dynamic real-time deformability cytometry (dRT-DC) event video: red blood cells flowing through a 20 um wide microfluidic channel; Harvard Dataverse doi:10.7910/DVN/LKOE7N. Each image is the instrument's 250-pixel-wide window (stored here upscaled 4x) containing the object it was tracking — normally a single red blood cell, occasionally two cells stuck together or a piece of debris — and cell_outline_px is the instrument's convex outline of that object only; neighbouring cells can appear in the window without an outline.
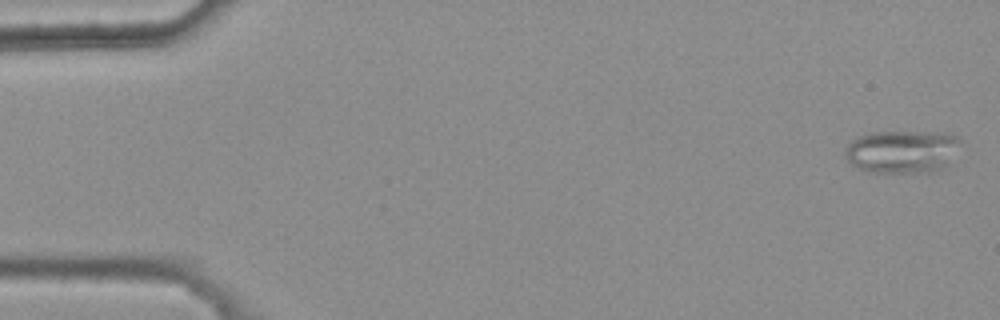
{"species": "common noctule bat (a hibernating species)", "species_latin": "Nyctalus noctula", "temperature_condition": "warm", "stored_images_in_passage": 5, "camera_frame_rate_fps": 3000, "um_per_image_px": 0.085, "animal": {"sex": "female", "body_mass_g": 25.1}, "frame": {"image": 1, "passage_image": 1, "time_ms": 0.0, "image_size_px": [1000, 320], "cell_outline_px": [[960, 140], [940, 168], [928, 172], [872, 172], [856, 168], [844, 156], [844, 148], [856, 136], [868, 132], [948, 132], [956, 136]], "centroid_in_image_um": [76.54, 12.85], "position_along_channel_um": 8.5, "area_um2": 28.32}}